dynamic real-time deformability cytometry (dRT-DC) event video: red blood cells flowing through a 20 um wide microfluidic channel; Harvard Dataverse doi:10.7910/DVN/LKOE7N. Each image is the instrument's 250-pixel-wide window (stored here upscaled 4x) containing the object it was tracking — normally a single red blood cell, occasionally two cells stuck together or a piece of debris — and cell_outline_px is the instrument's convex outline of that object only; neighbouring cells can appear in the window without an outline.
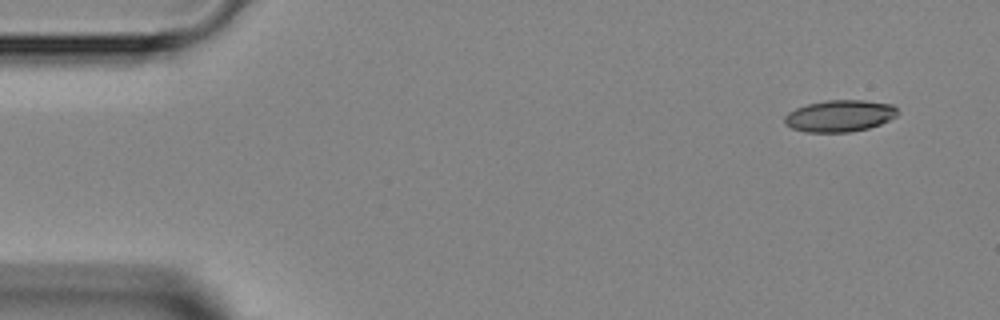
{"species": "Egyptian fruit bat (a non-hibernating species)", "species_latin": "Rousettus aegyptiacus", "temperature_condition": "room temperature", "stored_images_in_passage": 4, "camera_frame_rate_fps": 3000, "um_per_image_px": 0.085, "animal": {"sex": "female"}, "frame": {"image": 1, "passage_image": 1, "time_ms": 0.0, "image_size_px": [1000, 320], "cell_outline_px": [[900, 112], [896, 116], [880, 124], [868, 128], [848, 132], [804, 132], [792, 128], [784, 124], [784, 116], [788, 112], [796, 108], [808, 104], [824, 100], [864, 100], [892, 104]], "centroid_in_image_um": [71.36, 9.84], "position_along_channel_um": 13.6, "area_um2": 20.98}}
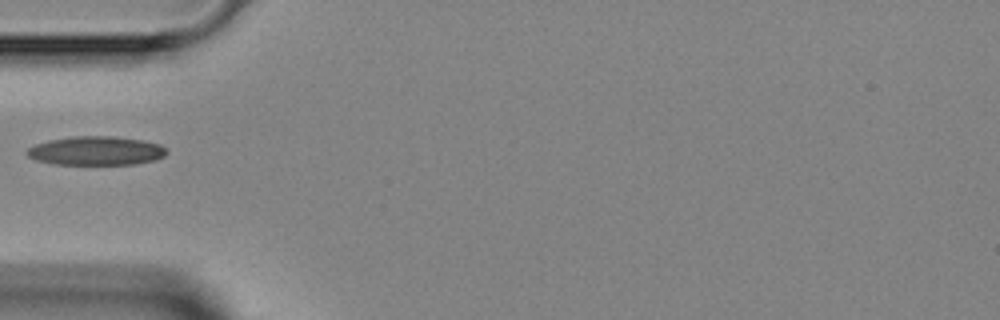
{"frame": {"image": 2, "passage_image": 3, "time_ms": 4.0, "image_size_px": [1000, 320], "cell_outline_px": [[168, 152], [164, 156], [156, 160], [132, 164], [52, 164], [36, 160], [28, 156], [24, 152], [28, 148], [36, 144], [48, 140], [72, 136], [116, 136], [140, 140], [160, 144]], "centroid_in_image_um": [8.14, 12.81], "position_along_channel_um": 76.9, "area_um2": 23.52}}
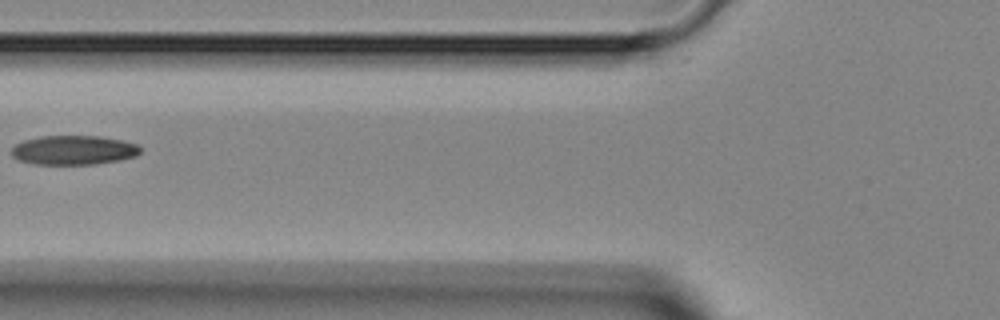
{"frame": {"image": 3, "passage_image": 4, "time_ms": 5.0, "image_size_px": [1000, 320], "cell_outline_px": [[140, 152], [136, 156], [120, 160], [96, 164], [32, 164], [20, 160], [12, 156], [12, 148], [16, 144], [24, 140], [40, 136], [100, 136], [124, 140], [136, 144], [140, 148]], "centroid_in_image_um": [6.27, 12.76], "position_along_channel_um": 119.5, "area_um2": 22.02}}